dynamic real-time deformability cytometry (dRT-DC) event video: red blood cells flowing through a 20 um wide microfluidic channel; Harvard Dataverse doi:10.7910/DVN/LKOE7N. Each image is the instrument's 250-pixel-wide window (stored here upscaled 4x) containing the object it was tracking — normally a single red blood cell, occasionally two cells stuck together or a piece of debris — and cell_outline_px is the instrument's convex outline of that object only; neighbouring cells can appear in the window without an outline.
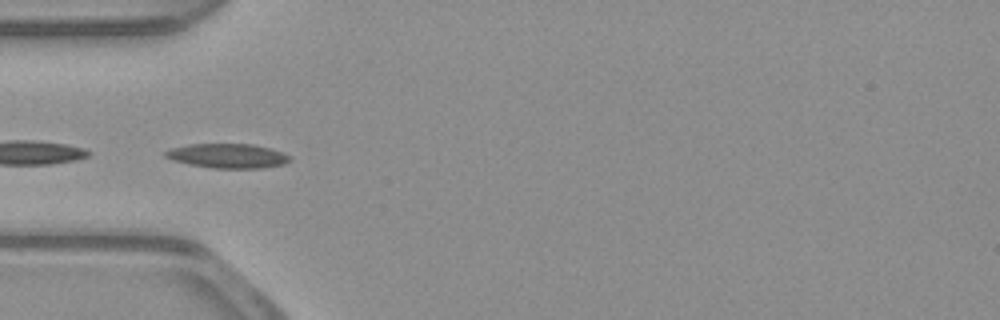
{"species": "common noctule bat (a hibernating species)", "species_latin": "Nyctalus noctula", "temperature_condition": "warm", "stored_images_in_passage": 9, "camera_frame_rate_fps": 3000, "um_per_image_px": 0.085, "animal": {"sex": "male", "body_mass_g": 23.1, "forearm_length_mm": 52.7}, "frame": {"image": 1, "passage_image": 2, "time_ms": 0.333, "image_size_px": [1000, 320], "cell_outline_px": [[292, 160], [284, 164], [264, 168], [212, 168], [188, 164], [172, 160], [164, 156], [164, 152], [172, 148], [188, 144], [252, 144], [272, 148], [292, 156]], "centroid_in_image_um": [19.39, 13.25], "position_along_channel_um": 65.6, "area_um2": 17.92}}